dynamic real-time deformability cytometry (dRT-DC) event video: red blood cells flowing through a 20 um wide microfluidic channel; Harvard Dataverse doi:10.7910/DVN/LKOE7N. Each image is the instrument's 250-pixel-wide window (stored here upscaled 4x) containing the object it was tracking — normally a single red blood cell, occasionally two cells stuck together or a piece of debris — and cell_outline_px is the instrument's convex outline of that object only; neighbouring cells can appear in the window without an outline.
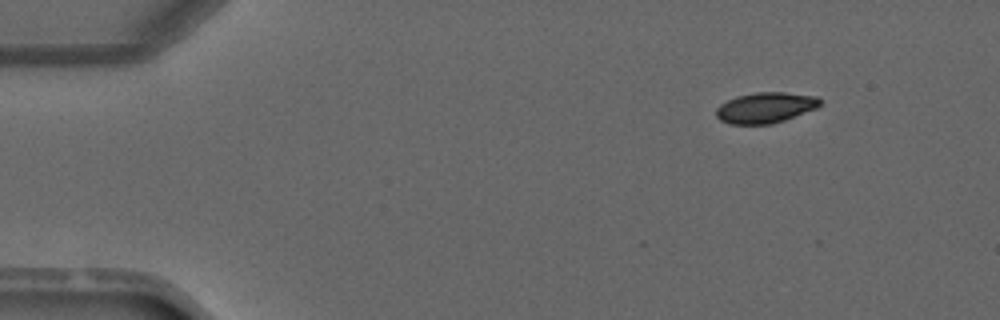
{"species": "common noctule bat (a hibernating species)", "species_latin": "Nyctalus noctula", "temperature_condition": "warm", "stored_images_in_passage": 4, "segment_of_instrument_passage": [2, 2], "camera_frame_rate_fps": 3000, "um_per_image_px": 0.085, "animal": {"sex": "male", "forearm_length_mm": 52.5}, "frame": {"image": 1, "passage_image": 4, "time_ms": 4.333, "image_size_px": [1000, 320], "cell_outline_px": [[820, 104], [816, 108], [784, 120], [772, 124], [728, 124], [720, 120], [716, 116], [716, 108], [720, 104], [736, 96], [756, 92], [784, 92], [816, 96], [820, 100]], "centroid_in_image_um": [65.02, 9.15], "position_along_channel_um": 20.0, "area_um2": 18.5}}